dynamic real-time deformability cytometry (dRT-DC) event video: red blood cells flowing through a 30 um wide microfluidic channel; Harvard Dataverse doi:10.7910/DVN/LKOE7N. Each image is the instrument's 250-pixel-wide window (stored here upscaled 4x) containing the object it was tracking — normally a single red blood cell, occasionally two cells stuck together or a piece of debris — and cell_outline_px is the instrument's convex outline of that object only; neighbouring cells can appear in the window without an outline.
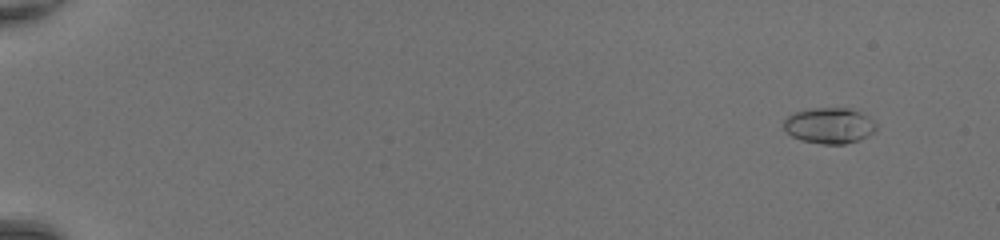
{"species": "common noctule bat (a hibernating species)", "species_latin": "Nyctalus noctula", "temperature_condition": "room temperature", "stored_images_in_passage": 50, "camera_frame_rate_fps": 3000, "um_per_image_px": 0.085, "animal": {"sex": "female", "body_mass_g": 20.0, "forearm_length_mm": 54.0}, "frame": {"image": 1, "passage_image": 3, "time_ms": 0.667, "image_size_px": [1000, 240], "cell_outline_px": [[876, 128], [868, 136], [860, 140], [844, 144], [824, 144], [800, 140], [792, 136], [784, 128], [784, 120], [788, 116], [796, 112], [808, 108], [848, 108], [860, 112], [868, 116], [876, 124]], "centroid_in_image_um": [70.49, 10.67], "position_along_channel_um": 14.5, "area_um2": 19.25}}
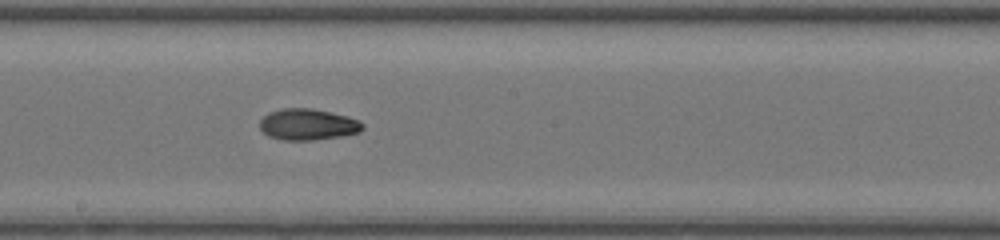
{"frame": {"image": 2, "passage_image": 30, "time_ms": 9.667, "image_size_px": [1000, 240], "cell_outline_px": [[364, 128], [360, 132], [344, 136], [312, 140], [284, 140], [268, 136], [260, 128], [260, 120], [268, 112], [280, 108], [312, 108], [348, 116], [360, 120], [364, 124]], "centroid_in_image_um": [26.19, 10.57], "position_along_channel_um": 222.0, "area_um2": 18.96}}
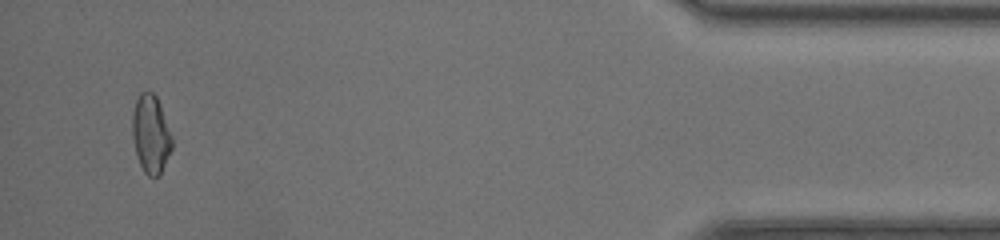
{"frame": {"image": 3, "passage_image": 48, "time_ms": 15.667, "image_size_px": [1000, 240], "cell_outline_px": [[172, 148], [160, 176], [148, 176], [144, 172], [140, 164], [136, 152], [132, 136], [132, 112], [136, 100], [140, 92], [152, 92], [156, 96], [160, 104], [172, 136]], "centroid_in_image_um": [12.82, 11.4], "position_along_channel_um": 422.4, "area_um2": 18.09}, "authors_computed_cell_mechanics": {"area_um2": 18.1781, "velocity_mm_per_s": 4.3678, "shape_relaxation_time_tau1_ms": 5.1687, "shape_relaxation_time_tau2_ms": 3.9674, "deformation_change_tau1": 0.1504, "deformation_change_tau2": 0.0973}}